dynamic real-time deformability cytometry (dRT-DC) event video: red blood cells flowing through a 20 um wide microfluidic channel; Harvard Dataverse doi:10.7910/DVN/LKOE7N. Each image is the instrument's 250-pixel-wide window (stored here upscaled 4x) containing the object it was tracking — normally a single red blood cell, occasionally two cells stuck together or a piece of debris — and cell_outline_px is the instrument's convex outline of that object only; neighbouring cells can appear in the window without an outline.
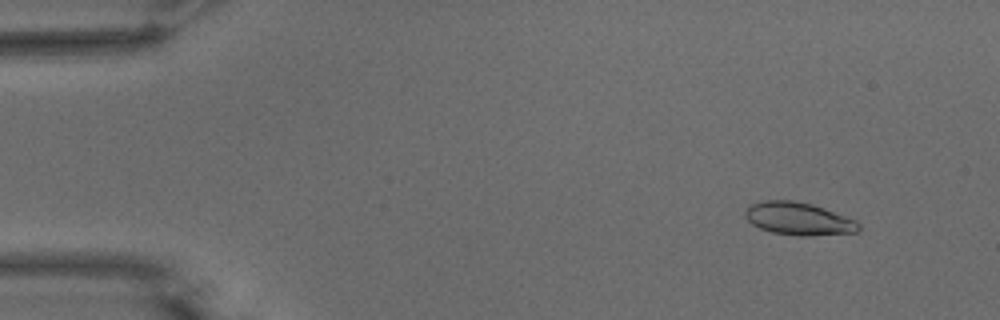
{"species": "common noctule bat (a hibernating species)", "species_latin": "Nyctalus noctula", "temperature_condition": "warm", "stored_images_in_passage": 55, "camera_frame_rate_fps": 3000, "um_per_image_px": 0.085, "animal": {"sex": "male", "body_mass_g": 15.6}, "frame": {"image": 1, "passage_image": 6, "time_ms": 1.667, "image_size_px": [1000, 320], "cell_outline_px": [[860, 232], [808, 236], [800, 236], [772, 232], [760, 228], [752, 224], [744, 216], [744, 212], [748, 204], [764, 200], [792, 200], [812, 204], [824, 208], [856, 220], [860, 224]], "centroid_in_image_um": [67.87, 18.59], "position_along_channel_um": 17.1, "area_um2": 21.85}}
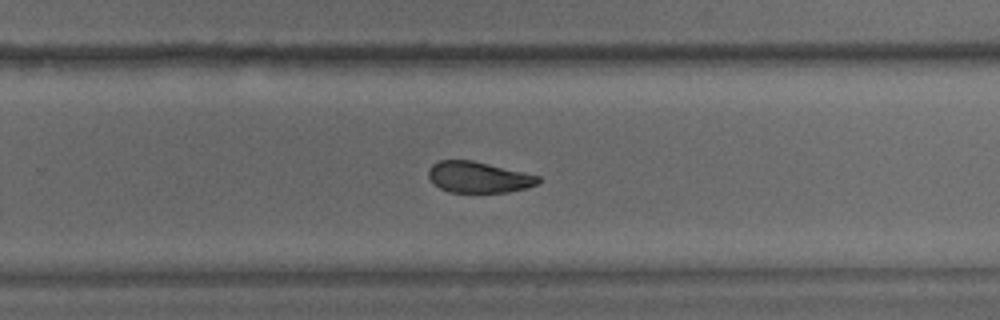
{"frame": {"image": 2, "passage_image": 36, "time_ms": 11.667, "image_size_px": [1000, 320], "cell_outline_px": [[540, 184], [528, 188], [508, 192], [448, 192], [440, 188], [428, 176], [428, 168], [432, 164], [440, 160], [472, 160], [540, 176]], "centroid_in_image_um": [40.7, 15.06], "position_along_channel_um": 289.1, "area_um2": 19.88}}
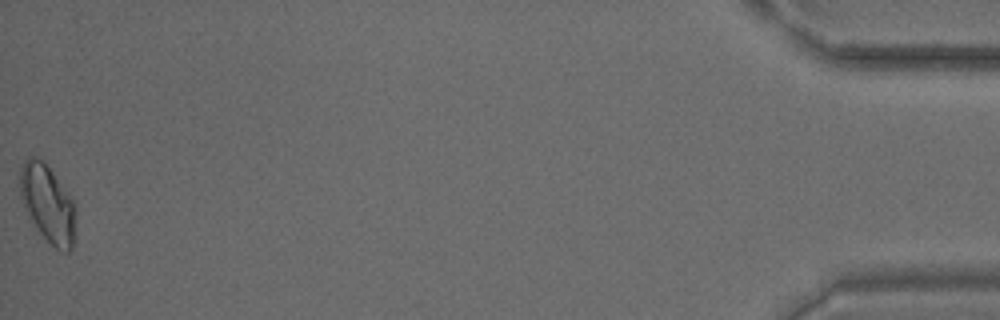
{"frame": {"image": 3, "passage_image": 55, "time_ms": 18.0, "image_size_px": [1000, 320], "cell_outline_px": [[76, 216], [72, 248], [68, 252], [64, 252], [56, 248], [36, 228], [20, 196], [20, 168], [24, 160], [28, 156], [36, 156], [44, 160], [72, 200], [76, 208]], "centroid_in_image_um": [4.06, 17.27], "position_along_channel_um": 431.1, "area_um2": 24.8}, "authors_computed_cell_mechanics": {"area_um2": 21.675, "velocity_mm_per_s": 3.7518, "shape_relaxation_time_tau1_ms": 6.5628, "shape_relaxation_time_tau2_ms": 2.2622, "deformation_change_tau1": 0.1459, "deformation_change_tau2": 0.0768}}